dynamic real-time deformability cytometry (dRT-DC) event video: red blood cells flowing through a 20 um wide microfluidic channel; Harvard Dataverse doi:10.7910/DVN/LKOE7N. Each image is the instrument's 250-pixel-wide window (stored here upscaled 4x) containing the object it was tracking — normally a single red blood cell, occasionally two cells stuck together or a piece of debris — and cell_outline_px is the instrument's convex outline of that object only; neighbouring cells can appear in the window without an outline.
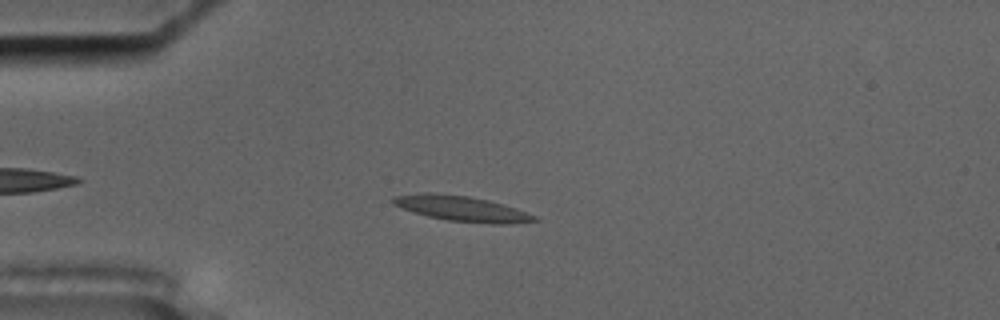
{"species": "common noctule bat (a hibernating species)", "species_latin": "Nyctalus noctula", "temperature_condition": "cold", "stored_images_in_passage": 48, "segment_of_instrument_passage": [1, 2], "camera_frame_rate_fps": 3000, "um_per_image_px": 0.085, "animal": {"sex": "male", "body_mass_g": 17.5, "forearm_length_mm": 52.3}, "frame": {"image": 1, "passage_image": 6, "time_ms": 1.667, "image_size_px": [1000, 320], "cell_outline_px": [[540, 220], [508, 224], [492, 224], [448, 220], [428, 216], [412, 212], [392, 204], [392, 196], [420, 192], [428, 192], [468, 196], [488, 200], [504, 204], [516, 208], [536, 216]], "centroid_in_image_um": [39.22, 17.72], "position_along_channel_um": 45.8, "area_um2": 20.92}}
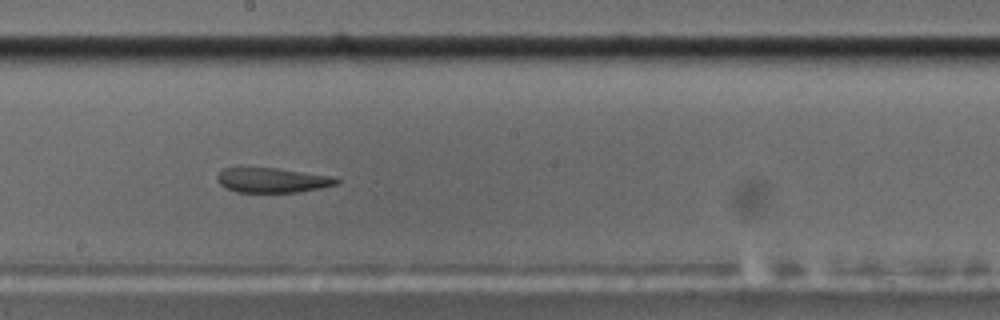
{"frame": {"image": 2, "passage_image": 23, "time_ms": 7.333, "image_size_px": [1000, 320], "cell_outline_px": [[340, 180], [336, 184], [320, 188], [300, 192], [236, 192], [224, 188], [216, 180], [216, 176], [224, 168], [240, 164], [276, 168], [336, 176]], "centroid_in_image_um": [23.07, 15.27], "position_along_channel_um": 225.1, "area_um2": 18.09}}
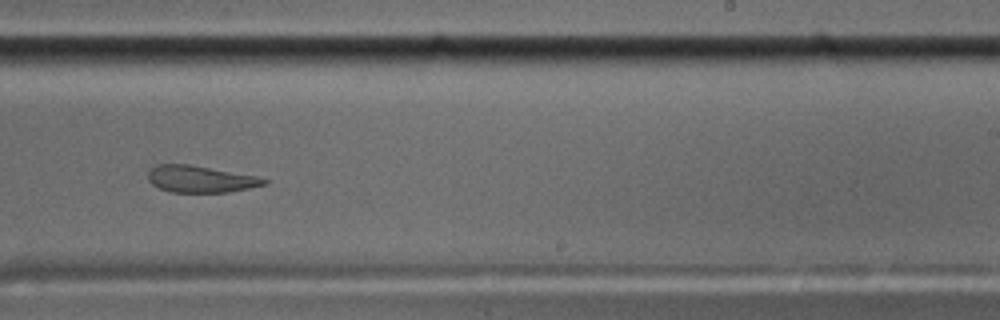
{"frame": {"image": 3, "passage_image": 27, "time_ms": 8.667, "image_size_px": [1000, 320], "cell_outline_px": [[268, 184], [228, 192], [172, 192], [160, 188], [152, 184], [148, 180], [148, 172], [156, 164], [188, 164], [256, 176], [268, 180]], "centroid_in_image_um": [17.02, 15.22], "position_along_channel_um": 272.0, "area_um2": 17.92}}